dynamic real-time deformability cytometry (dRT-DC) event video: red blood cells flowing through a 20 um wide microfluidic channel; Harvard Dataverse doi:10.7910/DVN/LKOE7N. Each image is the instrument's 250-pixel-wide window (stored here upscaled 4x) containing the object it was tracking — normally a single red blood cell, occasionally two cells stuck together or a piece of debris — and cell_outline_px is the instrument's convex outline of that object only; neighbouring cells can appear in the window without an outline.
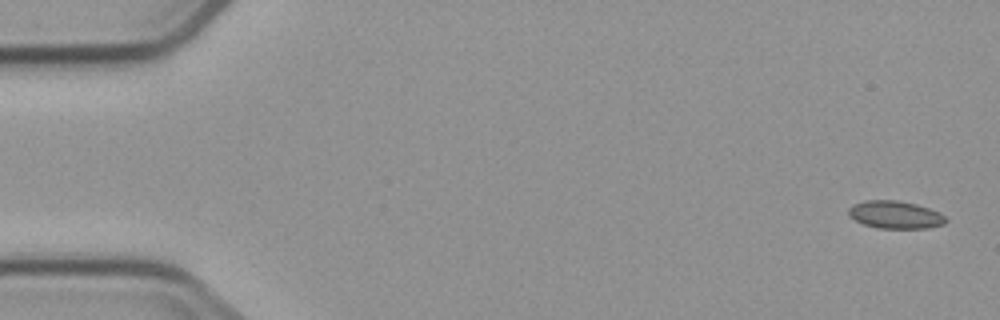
{"species": "common noctule bat (a hibernating species)", "species_latin": "Nyctalus noctula", "temperature_condition": "cold", "stored_images_in_passage": 5, "camera_frame_rate_fps": 3000, "um_per_image_px": 0.085, "animal": {"sex": "male", "body_mass_g": 23.1, "forearm_length_mm": 52.7}, "frame": {"image": 1, "passage_image": 1, "time_ms": 0.0, "image_size_px": [1000, 320], "cell_outline_px": [[948, 220], [944, 224], [928, 228], [876, 228], [864, 224], [848, 216], [848, 208], [852, 204], [864, 200], [896, 200], [916, 204], [940, 212]], "centroid_in_image_um": [76.07, 18.25], "position_along_channel_um": 8.9, "area_um2": 15.78}}
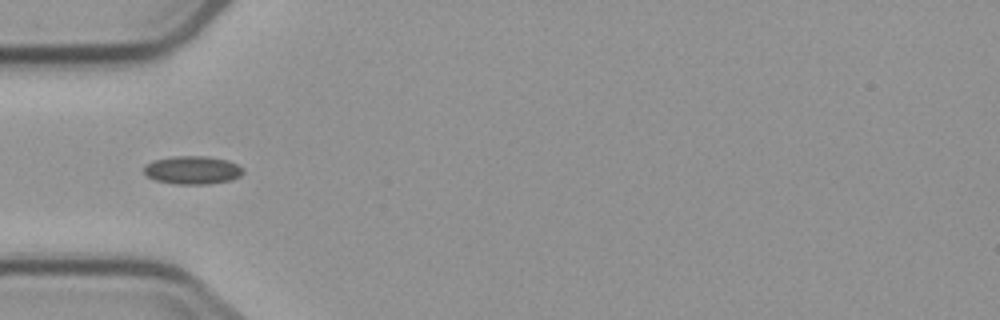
{"frame": {"image": 2, "passage_image": 5, "time_ms": 5.333, "image_size_px": [1000, 320], "cell_outline_px": [[244, 172], [240, 176], [232, 180], [208, 184], [176, 184], [156, 180], [148, 176], [144, 172], [144, 164], [156, 160], [176, 156], [208, 156], [228, 160], [244, 168]], "centroid_in_image_um": [16.4, 14.46], "position_along_channel_um": 68.6, "area_um2": 16.3}}